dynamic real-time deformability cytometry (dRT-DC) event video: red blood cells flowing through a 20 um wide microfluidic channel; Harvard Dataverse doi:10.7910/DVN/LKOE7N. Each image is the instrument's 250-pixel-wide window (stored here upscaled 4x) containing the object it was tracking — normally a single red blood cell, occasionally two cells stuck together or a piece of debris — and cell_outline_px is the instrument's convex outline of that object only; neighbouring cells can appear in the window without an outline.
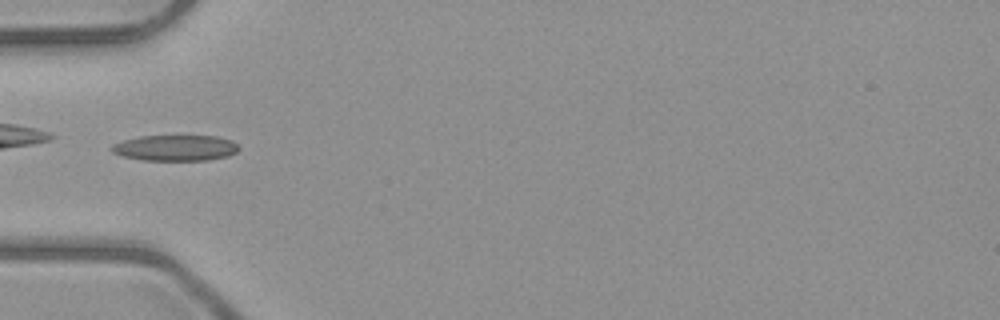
{"species": "common noctule bat (a hibernating species)", "species_latin": "Nyctalus noctula", "temperature_condition": "room temperature", "stored_images_in_passage": 6, "camera_frame_rate_fps": 3000, "um_per_image_px": 0.085, "animal": {"sex": "male", "body_mass_g": 23.1, "forearm_length_mm": 52.7}, "frame": {"image": 1, "passage_image": 6, "time_ms": 5.667, "image_size_px": [1000, 320], "cell_outline_px": [[240, 148], [236, 152], [228, 156], [208, 160], [140, 160], [120, 156], [112, 152], [112, 144], [124, 140], [140, 136], [216, 136], [232, 140]], "centroid_in_image_um": [14.9, 12.57], "position_along_channel_um": 70.1, "area_um2": 19.19}}